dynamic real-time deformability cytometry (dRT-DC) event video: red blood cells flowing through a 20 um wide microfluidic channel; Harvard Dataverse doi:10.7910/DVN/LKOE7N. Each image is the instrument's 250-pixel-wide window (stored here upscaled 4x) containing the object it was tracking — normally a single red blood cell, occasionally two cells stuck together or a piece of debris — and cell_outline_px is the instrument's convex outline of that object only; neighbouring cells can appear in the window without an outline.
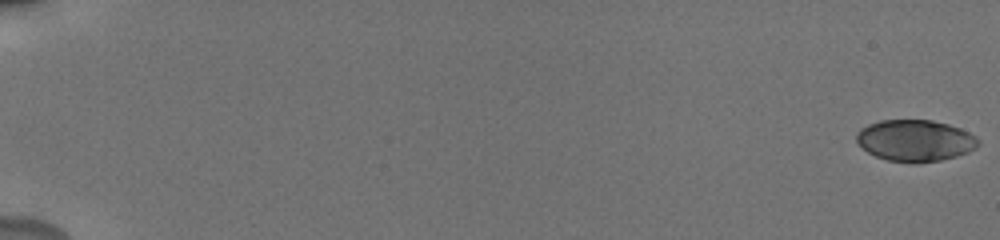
{"species": "human", "species_latin": "Homo sapiens", "temperature_condition": "cold", "stored_images_in_passage": 40, "camera_frame_rate_fps": 3000, "um_per_image_px": 0.085, "donor": {"sex": "male"}, "frame": {"image": 1, "passage_image": 1, "time_ms": 0.0, "image_size_px": [1000, 240], "cell_outline_px": [[980, 144], [976, 148], [968, 152], [956, 156], [940, 160], [912, 164], [888, 160], [876, 156], [868, 152], [856, 140], [856, 132], [860, 128], [868, 124], [880, 120], [932, 120], [948, 124], [960, 128], [976, 136], [980, 140]], "centroid_in_image_um": [77.8, 11.95], "position_along_channel_um": 7.2, "area_um2": 29.65}}
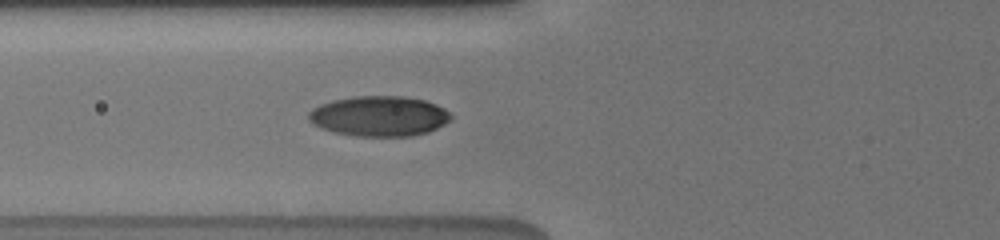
{"frame": {"image": 2, "passage_image": 34, "time_ms": 7.667, "image_size_px": [1000, 240], "cell_outline_px": [[452, 120], [428, 132], [412, 136], [356, 136], [336, 132], [320, 128], [308, 120], [308, 112], [312, 108], [320, 104], [332, 100], [356, 96], [404, 96], [424, 100], [436, 104], [444, 108], [452, 116]], "centroid_in_image_um": [32.23, 9.87], "position_along_channel_um": 93.6, "area_um2": 33.47}}
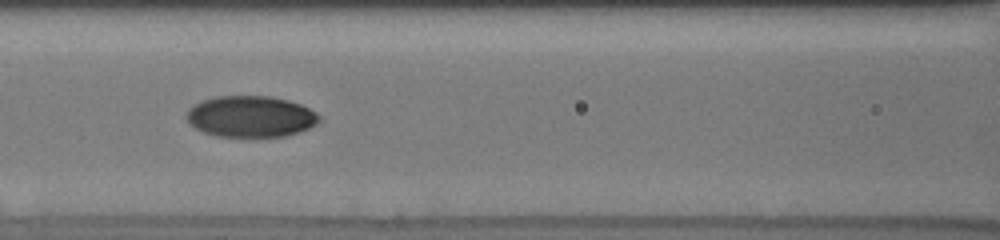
{"frame": {"image": 3, "passage_image": 40, "time_ms": 9.0, "image_size_px": [1000, 240], "cell_outline_px": [[320, 120], [316, 124], [300, 132], [284, 136], [216, 136], [204, 132], [196, 128], [184, 116], [188, 108], [192, 104], [216, 96], [268, 96], [288, 100], [300, 104], [316, 112], [320, 116]], "centroid_in_image_um": [21.29, 9.89], "position_along_channel_um": 145.3, "area_um2": 31.85}}